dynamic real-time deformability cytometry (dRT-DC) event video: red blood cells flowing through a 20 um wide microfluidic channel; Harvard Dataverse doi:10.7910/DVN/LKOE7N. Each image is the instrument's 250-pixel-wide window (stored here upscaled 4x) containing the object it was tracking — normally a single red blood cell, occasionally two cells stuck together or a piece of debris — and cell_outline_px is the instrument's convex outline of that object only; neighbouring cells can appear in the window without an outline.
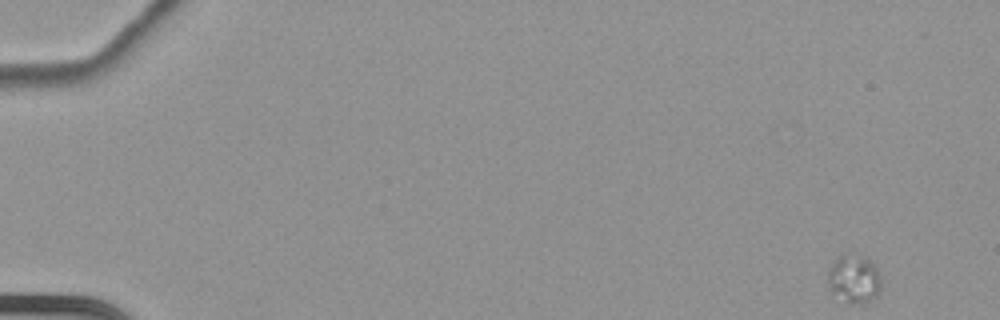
{"species": "common noctule bat (a hibernating species)", "species_latin": "Nyctalus noctula", "temperature_condition": "cold", "stored_images_in_passage": 64, "camera_frame_rate_fps": 3000, "um_per_image_px": 0.085, "animal": {"sex": "female", "body_mass_g": 22.7, "forearm_length_mm": 54.2}, "frame": {"image": 1, "passage_image": 1, "time_ms": 0.0, "image_size_px": [1000, 320], "cell_outline_px": [[880, 292], [876, 296], [864, 304], [852, 304], [832, 300], [828, 284], [828, 272], [832, 264], [840, 252], [848, 252], [864, 256], [880, 272]], "centroid_in_image_um": [72.53, 23.74], "position_along_channel_um": 12.5, "area_um2": 15.84}}
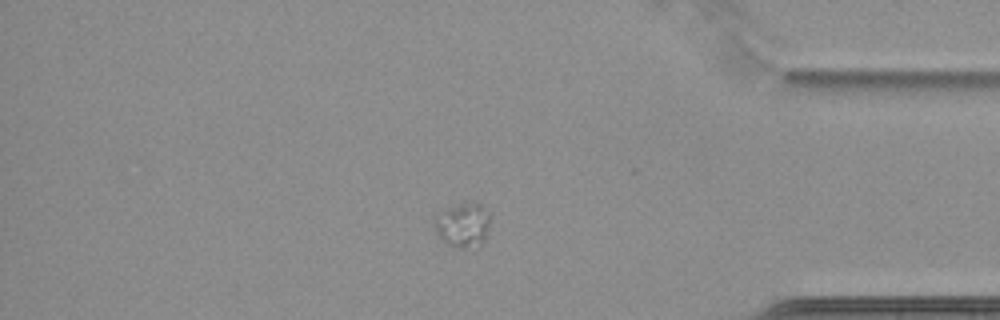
{"frame": {"image": 2, "passage_image": 55, "time_ms": 18.0, "image_size_px": [1000, 320], "cell_outline_px": [[492, 216], [484, 240], [480, 244], [464, 248], [460, 248], [448, 244], [440, 240], [432, 224], [436, 216], [440, 212], [456, 204], [480, 204]], "centroid_in_image_um": [39.33, 19.13], "position_along_channel_um": 395.9, "area_um2": 14.33}}
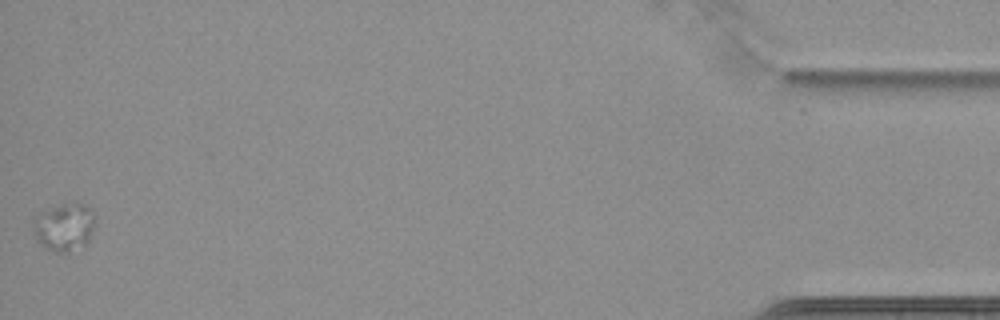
{"frame": {"image": 3, "passage_image": 64, "time_ms": 21.0, "image_size_px": [1000, 320], "cell_outline_px": [[96, 224], [88, 240], [84, 244], [68, 252], [56, 252], [40, 244], [36, 240], [32, 228], [32, 220], [36, 216], [60, 204], [84, 204], [92, 212]], "centroid_in_image_um": [5.44, 19.31], "position_along_channel_um": 429.8, "area_um2": 16.94}}